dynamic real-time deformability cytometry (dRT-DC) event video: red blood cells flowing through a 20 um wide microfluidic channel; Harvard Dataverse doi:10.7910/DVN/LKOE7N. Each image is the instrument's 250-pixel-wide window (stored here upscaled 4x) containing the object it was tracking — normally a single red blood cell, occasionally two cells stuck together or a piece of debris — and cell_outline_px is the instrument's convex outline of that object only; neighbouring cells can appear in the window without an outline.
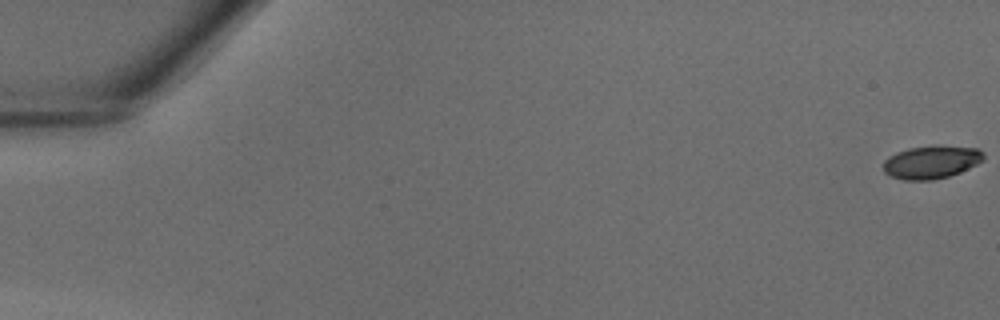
{"species": "common noctule bat (a hibernating species)", "species_latin": "Nyctalus noctula", "temperature_condition": "warm", "stored_images_in_passage": 42, "camera_frame_rate_fps": 3000, "um_per_image_px": 0.085, "animal": {"sex": "male", "body_mass_g": 18.8}, "frame": {"image": 1, "passage_image": 1, "time_ms": 0.0, "image_size_px": [1000, 320], "cell_outline_px": [[984, 160], [960, 172], [948, 176], [932, 180], [904, 180], [892, 176], [884, 172], [884, 160], [888, 156], [896, 152], [908, 148], [936, 144], [976, 148], [984, 152]], "centroid_in_image_um": [79.17, 13.75], "position_along_channel_um": 5.8, "area_um2": 19.48}}
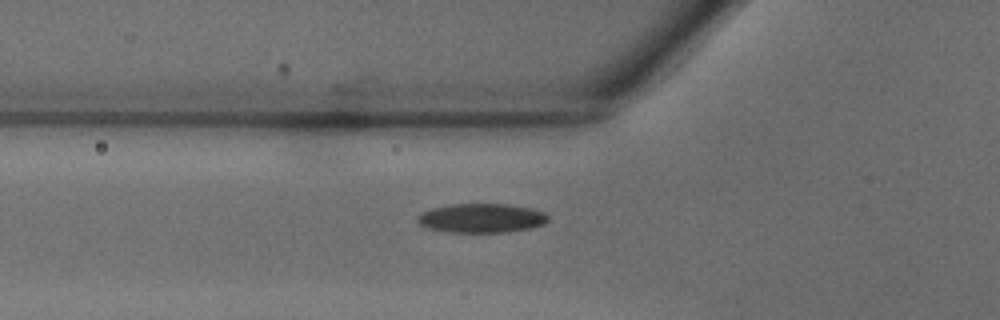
{"frame": {"image": 2, "passage_image": 16, "time_ms": 5.0, "image_size_px": [1000, 320], "cell_outline_px": [[548, 220], [544, 224], [528, 228], [504, 232], [448, 232], [428, 228], [420, 224], [416, 220], [416, 216], [420, 212], [432, 208], [448, 204], [508, 204], [528, 208], [544, 212], [548, 216]], "centroid_in_image_um": [40.87, 18.53], "position_along_channel_um": 84.9, "area_um2": 22.14}}
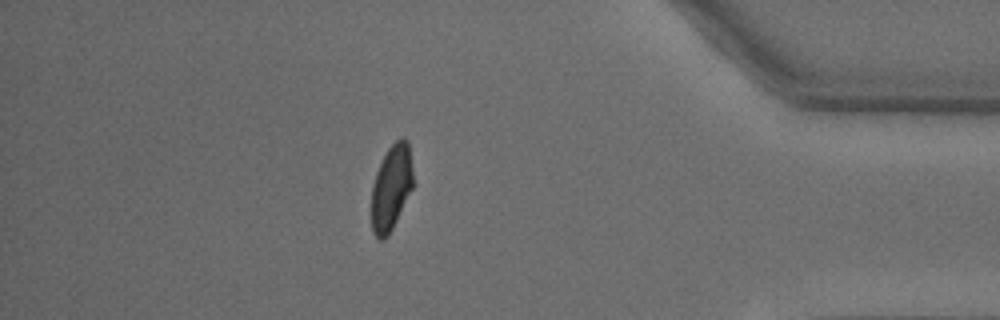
{"frame": {"image": 3, "passage_image": 37, "time_ms": 12.0, "image_size_px": [1000, 320], "cell_outline_px": [[412, 188], [388, 236], [384, 240], [380, 240], [372, 232], [372, 188], [376, 172], [388, 148], [400, 136], [404, 136], [408, 140], [412, 168]], "centroid_in_image_um": [33.25, 15.92], "position_along_channel_um": 401.9, "area_um2": 20.46}}